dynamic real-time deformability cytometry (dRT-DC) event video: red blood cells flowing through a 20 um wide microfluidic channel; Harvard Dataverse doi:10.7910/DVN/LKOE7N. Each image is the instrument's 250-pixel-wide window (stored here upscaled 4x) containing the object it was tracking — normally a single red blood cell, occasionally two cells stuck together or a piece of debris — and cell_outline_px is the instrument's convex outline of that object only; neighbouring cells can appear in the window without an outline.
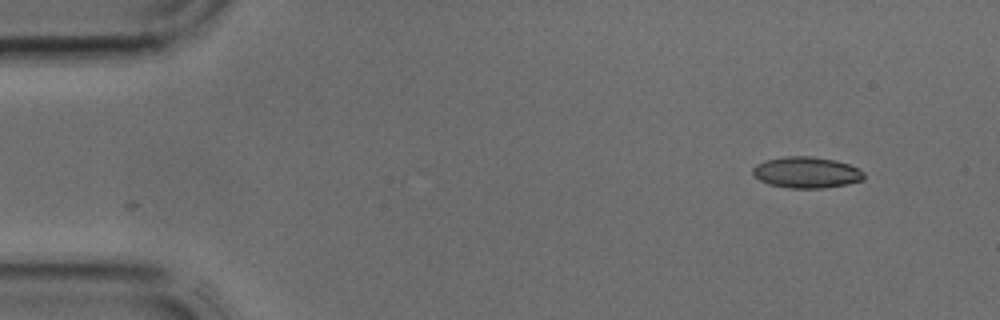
{"species": "common noctule bat (a hibernating species)", "species_latin": "Nyctalus noctula", "temperature_condition": "cold", "stored_images_in_passage": 2, "camera_frame_rate_fps": 3000, "um_per_image_px": 0.085, "animal": {"sex": "male", "body_mass_g": 17.9, "forearm_length_mm": 54.2}, "frame": {"image": 1, "passage_image": 2, "time_ms": 0.333, "image_size_px": [1000, 320], "cell_outline_px": [[864, 180], [848, 184], [820, 188], [788, 188], [768, 184], [760, 180], [752, 172], [752, 168], [756, 164], [764, 160], [784, 156], [812, 156], [836, 160], [848, 164], [864, 172]], "centroid_in_image_um": [68.54, 14.65], "position_along_channel_um": 16.5, "area_um2": 20.29}}